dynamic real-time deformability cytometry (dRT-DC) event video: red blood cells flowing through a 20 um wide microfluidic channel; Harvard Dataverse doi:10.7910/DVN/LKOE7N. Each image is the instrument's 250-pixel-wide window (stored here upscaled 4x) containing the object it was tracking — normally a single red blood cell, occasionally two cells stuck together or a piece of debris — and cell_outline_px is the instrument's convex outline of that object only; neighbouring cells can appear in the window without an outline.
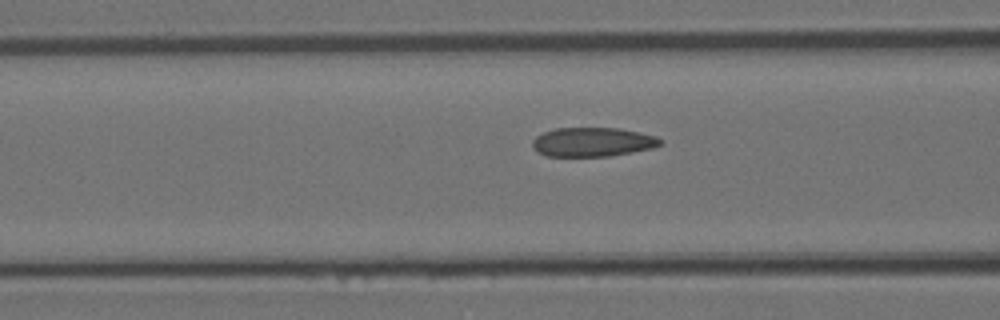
{"species": "Egyptian fruit bat (a non-hibernating species)", "species_latin": "Rousettus aegyptiacus", "temperature_condition": "room temperature", "stored_images_in_passage": 18, "camera_frame_rate_fps": 3000, "um_per_image_px": 0.085, "animal": {"sex": "female"}, "frame": {"image": 1, "passage_image": 16, "time_ms": 5.0, "image_size_px": [1000, 320], "cell_outline_px": [[664, 140], [660, 144], [652, 148], [632, 152], [608, 156], [544, 156], [536, 152], [532, 148], [532, 140], [536, 136], [544, 132], [556, 128], [620, 128], [640, 132], [656, 136]], "centroid_in_image_um": [50.35, 12.07], "position_along_channel_um": 116.3, "area_um2": 21.85}}